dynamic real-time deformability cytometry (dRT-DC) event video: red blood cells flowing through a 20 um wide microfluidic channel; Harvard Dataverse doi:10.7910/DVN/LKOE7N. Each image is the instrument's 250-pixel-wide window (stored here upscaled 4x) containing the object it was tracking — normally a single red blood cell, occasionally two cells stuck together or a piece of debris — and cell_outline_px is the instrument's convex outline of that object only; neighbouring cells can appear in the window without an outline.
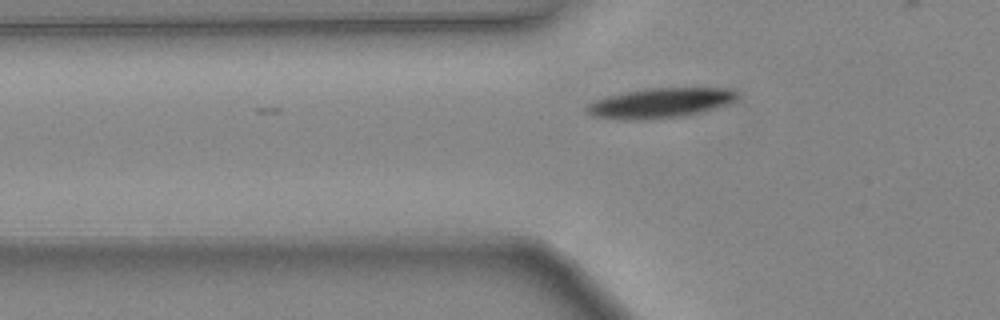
{"species": "common noctule bat (a hibernating species)", "species_latin": "Nyctalus noctula", "temperature_condition": "warm", "stored_images_in_passage": 3, "camera_frame_rate_fps": 3000, "um_per_image_px": 0.085, "animal": {"sex": "female", "body_mass_g": 24.6, "forearm_length_mm": 56.2}, "frame": {"image": 1, "passage_image": 3, "time_ms": 0.667, "image_size_px": [1000, 320], "cell_outline_px": [[736, 96], [732, 100], [724, 104], [712, 108], [680, 116], [636, 120], [592, 116], [584, 108], [588, 104], [596, 100], [608, 96], [648, 88], [724, 88], [736, 92]], "centroid_in_image_um": [56.03, 8.74], "position_along_channel_um": 69.8, "area_um2": 25.14}}